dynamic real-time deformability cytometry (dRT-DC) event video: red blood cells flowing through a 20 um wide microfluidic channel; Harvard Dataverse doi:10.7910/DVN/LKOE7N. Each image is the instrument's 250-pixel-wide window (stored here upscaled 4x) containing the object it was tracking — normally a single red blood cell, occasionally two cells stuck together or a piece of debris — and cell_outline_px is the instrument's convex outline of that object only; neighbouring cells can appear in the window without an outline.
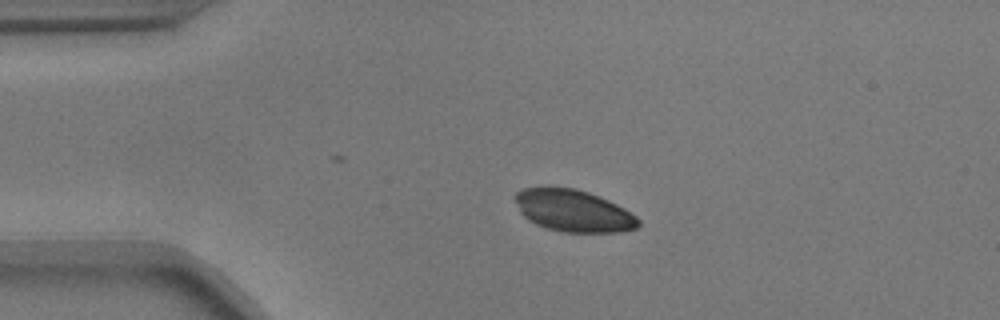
{"species": "common noctule bat (a hibernating species)", "species_latin": "Nyctalus noctula", "temperature_condition": "warm", "stored_images_in_passage": 17, "camera_frame_rate_fps": 3000, "um_per_image_px": 0.085, "animal": {"sex": "male", "body_mass_g": 17.9}, "frame": {"image": 1, "passage_image": 1, "time_ms": 0.0, "image_size_px": [1000, 320], "cell_outline_px": [[640, 224], [636, 228], [620, 232], [564, 232], [548, 228], [536, 224], [528, 220], [520, 212], [512, 196], [516, 192], [524, 188], [576, 188], [600, 196], [624, 208], [636, 216], [640, 220]], "centroid_in_image_um": [48.73, 17.92], "position_along_channel_um": 36.3, "area_um2": 30.06}}
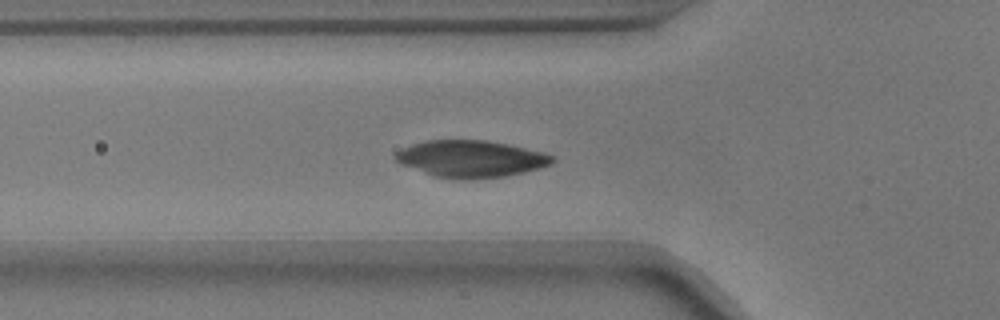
{"frame": {"image": 2, "passage_image": 8, "time_ms": 2.333, "image_size_px": [1000, 320], "cell_outline_px": [[556, 160], [552, 164], [540, 168], [524, 172], [504, 176], [472, 180], [464, 180], [432, 176], [400, 164], [396, 160], [396, 152], [412, 144], [428, 140], [484, 140], [508, 144], [544, 152], [552, 156]], "centroid_in_image_um": [40.04, 13.51], "position_along_channel_um": 85.8, "area_um2": 33.81}}
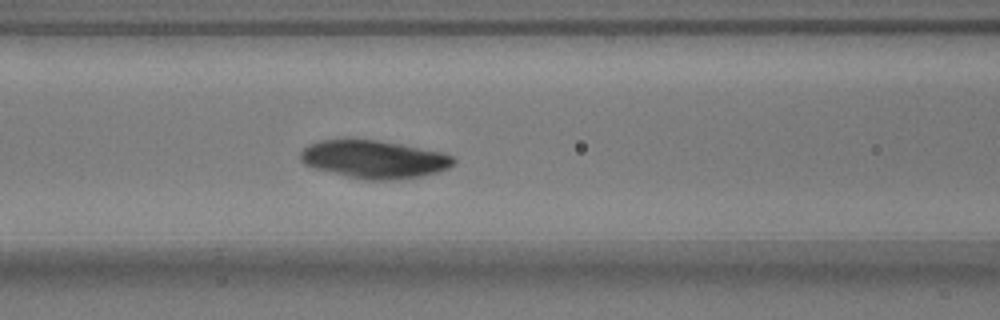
{"frame": {"image": 3, "passage_image": 12, "time_ms": 3.667, "image_size_px": [1000, 320], "cell_outline_px": [[456, 160], [448, 168], [436, 172], [420, 176], [392, 180], [364, 180], [316, 168], [304, 164], [300, 160], [300, 152], [308, 144], [320, 140], [376, 140], [400, 144], [440, 152], [452, 156]], "centroid_in_image_um": [31.77, 13.54], "position_along_channel_um": 134.8, "area_um2": 33.35}}